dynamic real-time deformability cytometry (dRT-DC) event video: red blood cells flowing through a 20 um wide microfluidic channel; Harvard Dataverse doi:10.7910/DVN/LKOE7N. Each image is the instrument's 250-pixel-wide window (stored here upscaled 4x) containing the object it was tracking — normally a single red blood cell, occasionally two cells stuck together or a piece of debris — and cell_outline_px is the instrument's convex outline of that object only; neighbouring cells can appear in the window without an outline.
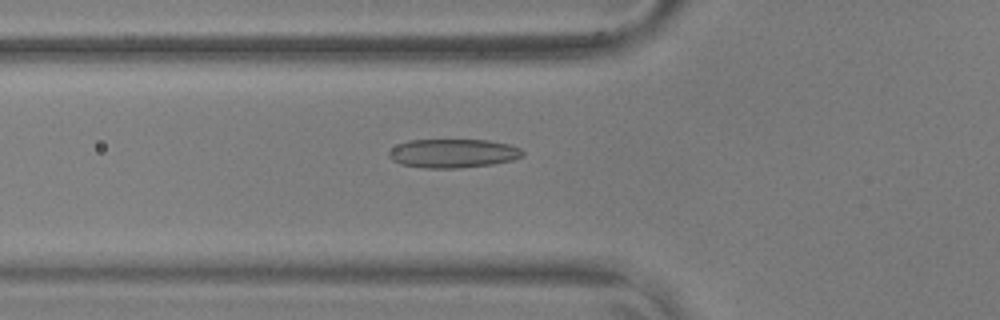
{"species": "common noctule bat (a hibernating species)", "species_latin": "Nyctalus noctula", "temperature_condition": "warm", "stored_images_in_passage": 43, "camera_frame_rate_fps": 3000, "um_per_image_px": 0.085, "animal": {"sex": "male", "body_mass_g": 17.9, "forearm_length_mm": 54.2}, "frame": {"image": 1, "passage_image": 8, "time_ms": 2.333, "image_size_px": [1000, 320], "cell_outline_px": [[524, 156], [512, 160], [492, 164], [456, 168], [424, 168], [400, 164], [392, 160], [388, 156], [388, 152], [396, 144], [408, 140], [488, 140], [508, 144], [520, 148], [524, 152]], "centroid_in_image_um": [38.48, 13.03], "position_along_channel_um": 87.3, "area_um2": 22.54}}
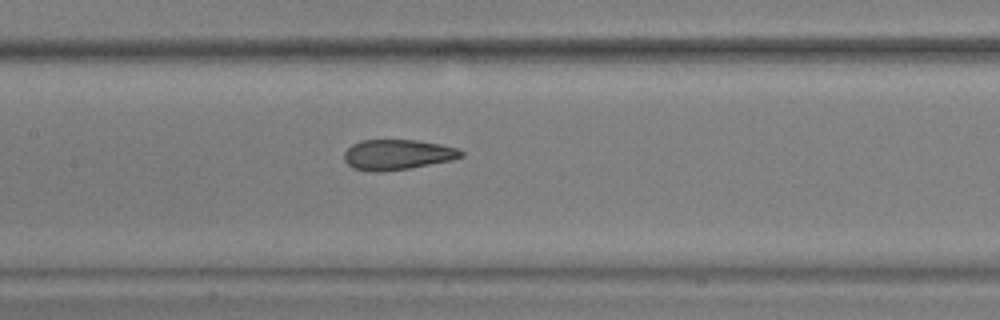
{"frame": {"image": 2, "passage_image": 15, "time_ms": 4.667, "image_size_px": [1000, 320], "cell_outline_px": [[464, 156], [452, 160], [408, 168], [380, 172], [368, 172], [352, 168], [344, 160], [344, 152], [352, 144], [360, 140], [416, 140], [440, 144], [456, 148], [464, 152]], "centroid_in_image_um": [33.75, 13.15], "position_along_channel_um": 173.7, "area_um2": 20.69}}
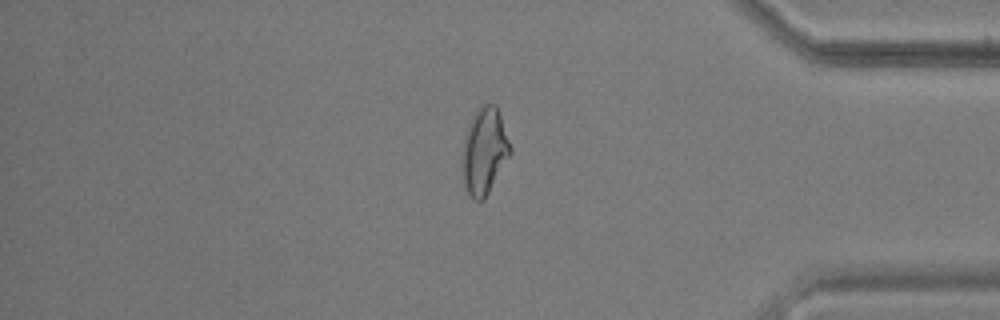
{"frame": {"image": 3, "passage_image": 35, "time_ms": 11.333, "image_size_px": [1000, 320], "cell_outline_px": [[512, 152], [484, 200], [476, 200], [468, 192], [464, 184], [464, 136], [468, 124], [472, 116], [484, 104], [496, 104], [512, 148]], "centroid_in_image_um": [41.21, 12.82], "position_along_channel_um": 394.0, "area_um2": 23.58}, "authors_computed_cell_mechanics": {"area_um2": 21.386, "velocity_mm_per_s": 3.6596, "shape_relaxation_time_tau1_ms": null, "shape_relaxation_time_tau2_ms": 1.3231, "deformation_change_tau1": null, "deformation_change_tau2": 0.0886}}